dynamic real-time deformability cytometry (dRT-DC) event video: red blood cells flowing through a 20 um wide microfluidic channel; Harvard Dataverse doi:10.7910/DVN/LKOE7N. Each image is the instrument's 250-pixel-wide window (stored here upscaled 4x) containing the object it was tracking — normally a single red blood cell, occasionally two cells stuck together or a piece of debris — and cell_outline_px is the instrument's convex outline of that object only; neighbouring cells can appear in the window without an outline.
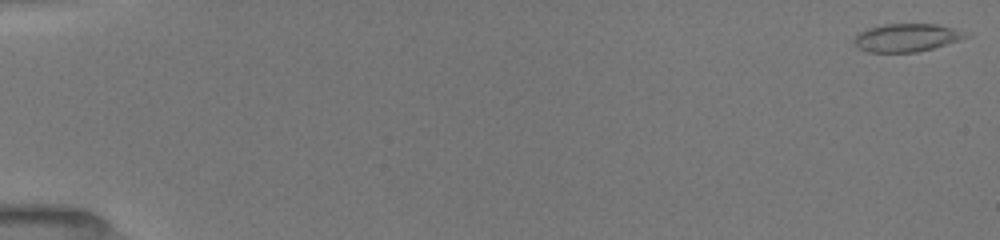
{"species": "common noctule bat (a hibernating species)", "species_latin": "Nyctalus noctula", "temperature_condition": "room temperature", "stored_images_in_passage": 90, "camera_frame_rate_fps": 3000, "um_per_image_px": 0.085, "animal": {"sex": "female", "body_mass_g": 19.5, "forearm_length_mm": 54.1}, "frame": {"image": 1, "passage_image": 1, "time_ms": 0.0, "image_size_px": [1000, 240], "cell_outline_px": [[968, 36], [932, 48], [916, 52], [868, 52], [856, 48], [852, 40], [860, 32], [868, 28], [884, 24], [936, 24], [952, 28], [964, 32]], "centroid_in_image_um": [76.96, 3.2], "position_along_channel_um": 8.0, "area_um2": 17.92}}
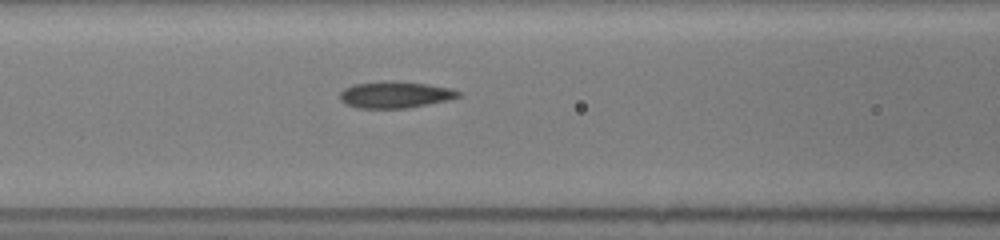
{"frame": {"image": 2, "passage_image": 50, "time_ms": 7.333, "image_size_px": [1000, 240], "cell_outline_px": [[460, 96], [448, 100], [408, 108], [356, 108], [344, 104], [340, 100], [340, 92], [344, 88], [352, 84], [380, 80], [392, 80], [428, 84], [452, 88], [460, 92]], "centroid_in_image_um": [33.54, 8.03], "position_along_channel_um": 133.1, "area_um2": 18.73}}
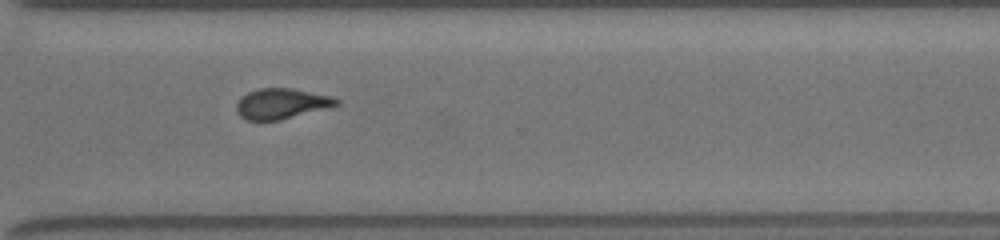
{"frame": {"image": 3, "passage_image": 89, "time_ms": 12.667, "image_size_px": [1000, 240], "cell_outline_px": [[340, 104], [280, 120], [248, 120], [240, 116], [236, 108], [236, 104], [240, 96], [248, 92], [260, 88], [292, 88], [332, 96], [340, 100]], "centroid_in_image_um": [23.91, 8.8], "position_along_channel_um": 346.7, "area_um2": 17.63}}